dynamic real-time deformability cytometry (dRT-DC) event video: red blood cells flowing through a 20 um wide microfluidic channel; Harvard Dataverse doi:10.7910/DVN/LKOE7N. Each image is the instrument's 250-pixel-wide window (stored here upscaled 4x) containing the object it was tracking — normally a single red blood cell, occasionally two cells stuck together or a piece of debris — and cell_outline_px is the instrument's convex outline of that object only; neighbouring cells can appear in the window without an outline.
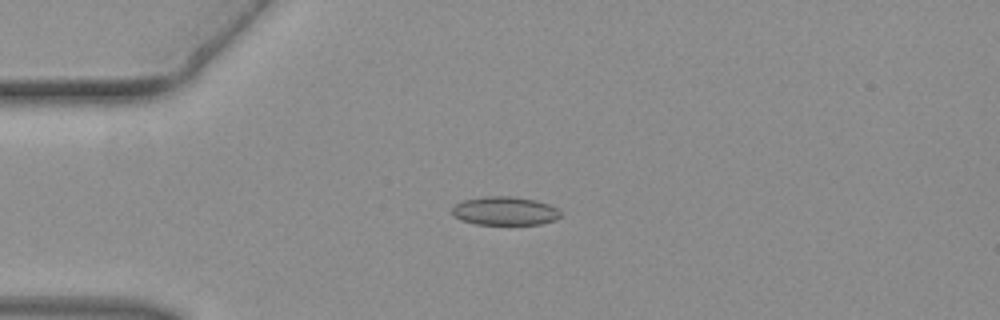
{"species": "common noctule bat (a hibernating species)", "species_latin": "Nyctalus noctula", "temperature_condition": "warm", "stored_images_in_passage": 48, "camera_frame_rate_fps": 3000, "um_per_image_px": 0.085, "animal": {"sex": "female", "body_mass_g": 19.3, "forearm_length_mm": 54.1}, "frame": {"image": 1, "passage_image": 12, "time_ms": 3.667, "image_size_px": [1000, 320], "cell_outline_px": [[560, 216], [556, 220], [540, 224], [476, 224], [460, 220], [452, 216], [452, 208], [456, 204], [464, 200], [484, 196], [512, 196], [536, 200], [548, 204], [556, 208], [560, 212]], "centroid_in_image_um": [42.89, 17.93], "position_along_channel_um": 42.1, "area_um2": 18.09}}
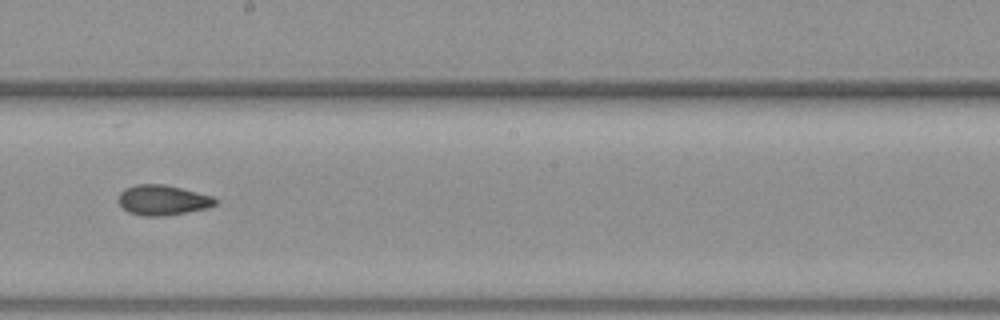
{"frame": {"image": 2, "passage_image": 27, "time_ms": 8.667, "image_size_px": [1000, 320], "cell_outline_px": [[216, 204], [208, 208], [188, 212], [164, 216], [140, 216], [128, 212], [116, 200], [120, 192], [124, 188], [136, 184], [164, 184], [212, 196], [216, 200]], "centroid_in_image_um": [13.78, 17.01], "position_along_channel_um": 234.4, "area_um2": 17.11}}
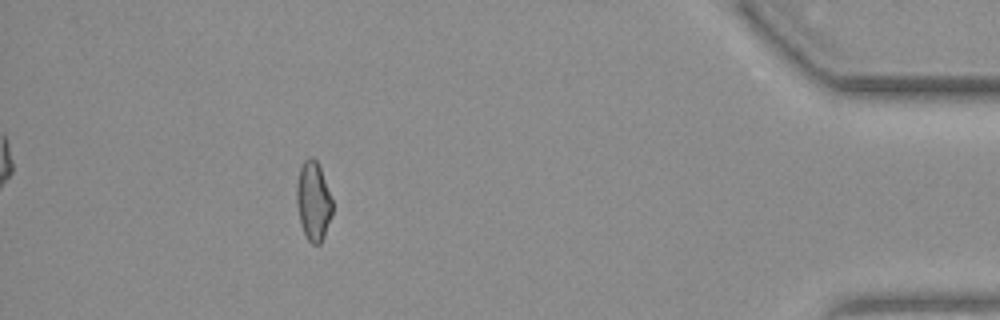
{"frame": {"image": 3, "passage_image": 43, "time_ms": 14.0, "image_size_px": [1000, 320], "cell_outline_px": [[332, 216], [324, 236], [320, 244], [312, 244], [308, 240], [300, 224], [296, 204], [296, 184], [300, 168], [304, 160], [308, 156], [312, 156], [316, 160], [320, 168], [332, 200]], "centroid_in_image_um": [26.61, 17.1], "position_along_channel_um": 408.6, "area_um2": 16.53}}